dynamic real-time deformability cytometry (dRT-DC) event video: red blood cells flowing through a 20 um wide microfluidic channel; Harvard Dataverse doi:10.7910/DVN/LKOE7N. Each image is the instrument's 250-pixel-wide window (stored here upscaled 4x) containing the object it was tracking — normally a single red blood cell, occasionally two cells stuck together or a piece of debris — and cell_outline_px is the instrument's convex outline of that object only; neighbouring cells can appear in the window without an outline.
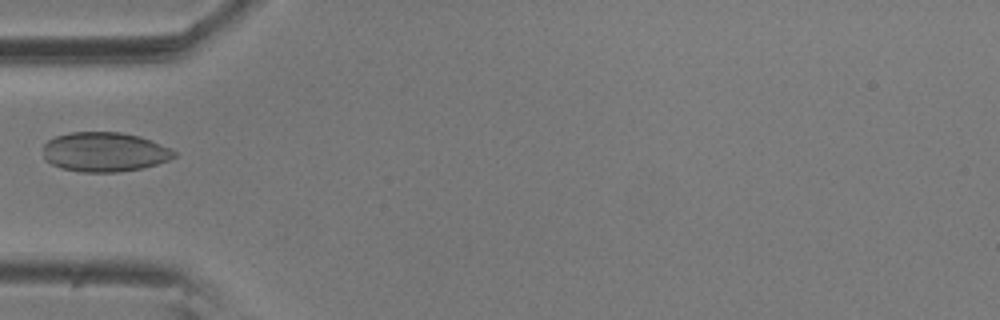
{"species": "common noctule bat (a hibernating species)", "species_latin": "Nyctalus noctula", "temperature_condition": "room temperature", "stored_images_in_passage": 11, "camera_frame_rate_fps": 3000, "um_per_image_px": 0.085, "animal": {"sex": "male", "body_mass_g": 20.5, "forearm_length_mm": 52.5}, "frame": {"image": 1, "passage_image": 5, "time_ms": 1.333, "image_size_px": [1000, 320], "cell_outline_px": [[176, 156], [168, 160], [156, 164], [140, 168], [116, 172], [80, 172], [60, 168], [44, 160], [44, 144], [48, 140], [56, 136], [72, 132], [120, 132], [140, 136], [152, 140], [172, 148], [176, 152]], "centroid_in_image_um": [8.89, 12.91], "position_along_channel_um": 76.1, "area_um2": 30.29}}
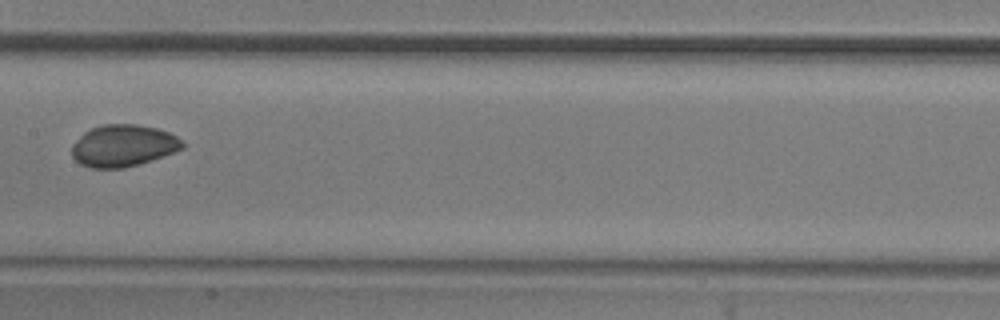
{"frame": {"image": 2, "passage_image": 8, "time_ms": 2.333, "image_size_px": [1000, 320], "cell_outline_px": [[184, 148], [152, 160], [140, 164], [124, 168], [88, 168], [80, 164], [72, 156], [72, 144], [84, 132], [92, 128], [104, 124], [136, 124], [156, 128], [168, 132], [176, 136], [184, 144]], "centroid_in_image_um": [10.45, 12.39], "position_along_channel_um": 196.9, "area_um2": 26.99}}
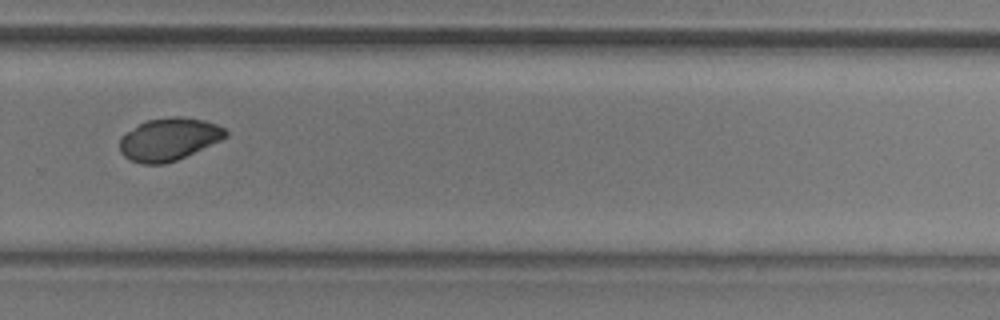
{"frame": {"image": 3, "passage_image": 11, "time_ms": 3.333, "image_size_px": [1000, 320], "cell_outline_px": [[228, 136], [220, 140], [176, 160], [164, 164], [140, 164], [124, 156], [120, 152], [120, 136], [144, 120], [168, 116], [180, 116], [204, 120], [216, 124], [224, 128], [228, 132]], "centroid_in_image_um": [14.33, 11.82], "position_along_channel_um": 315.5, "area_um2": 26.3}}